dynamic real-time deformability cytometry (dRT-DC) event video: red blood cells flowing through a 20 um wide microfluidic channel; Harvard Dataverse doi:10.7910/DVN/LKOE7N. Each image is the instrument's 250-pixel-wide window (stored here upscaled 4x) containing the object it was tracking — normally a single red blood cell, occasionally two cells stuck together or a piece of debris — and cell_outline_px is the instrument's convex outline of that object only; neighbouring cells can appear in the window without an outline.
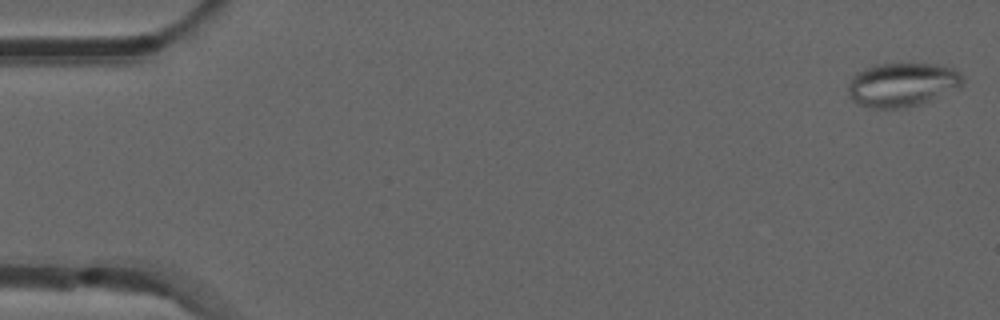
{"species": "common noctule bat (a hibernating species)", "species_latin": "Nyctalus noctula", "temperature_condition": "room temperature", "stored_images_in_passage": 53, "camera_frame_rate_fps": 3000, "um_per_image_px": 0.085, "animal": {"sex": "male", "forearm_length_mm": 52.5}, "frame": {"image": 1, "passage_image": 1, "time_ms": 0.0, "image_size_px": [1000, 320], "cell_outline_px": [[964, 84], [960, 88], [932, 100], [920, 104], [904, 108], [872, 108], [856, 104], [852, 100], [848, 92], [848, 84], [852, 76], [856, 72], [864, 68], [876, 64], [936, 64], [952, 68], [960, 72], [964, 76]], "centroid_in_image_um": [76.7, 7.2], "position_along_channel_um": 8.3, "area_um2": 29.77}}
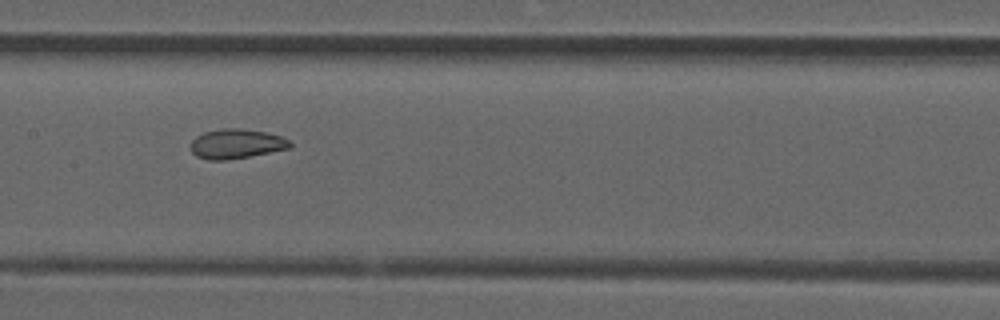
{"frame": {"image": 2, "passage_image": 26, "time_ms": 8.333, "image_size_px": [1000, 320], "cell_outline_px": [[292, 148], [228, 160], [208, 160], [196, 156], [192, 152], [192, 140], [196, 136], [204, 132], [220, 128], [240, 128], [268, 132], [280, 136], [288, 140], [292, 144]], "centroid_in_image_um": [20.1, 12.22], "position_along_channel_um": 187.3, "area_um2": 17.22}}
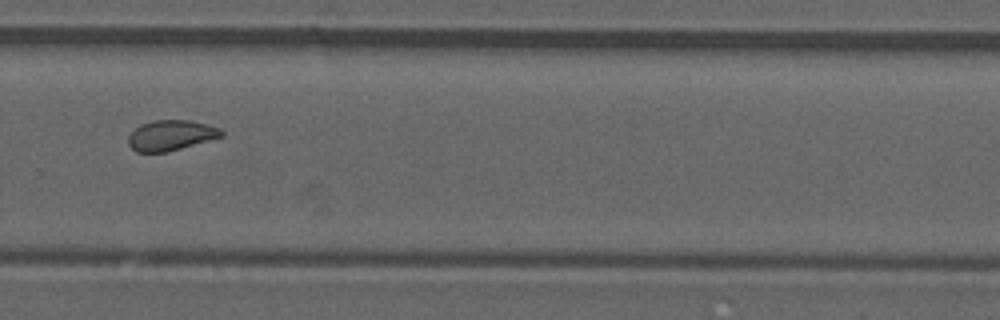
{"frame": {"image": 3, "passage_image": 36, "time_ms": 11.667, "image_size_px": [1000, 320], "cell_outline_px": [[224, 136], [180, 148], [164, 152], [136, 152], [128, 144], [128, 136], [140, 124], [152, 120], [188, 120], [208, 124], [220, 128], [224, 132]], "centroid_in_image_um": [14.53, 11.49], "position_along_channel_um": 315.3, "area_um2": 16.42}, "authors_computed_cell_mechanics": {"area_um2": 17.4556, "velocity_mm_per_s": 3.8563, "shape_relaxation_time_tau1_ms": null, "shape_relaxation_time_tau2_ms": 1.4331, "deformation_change_tau1": null, "deformation_change_tau2": 0.0626}}